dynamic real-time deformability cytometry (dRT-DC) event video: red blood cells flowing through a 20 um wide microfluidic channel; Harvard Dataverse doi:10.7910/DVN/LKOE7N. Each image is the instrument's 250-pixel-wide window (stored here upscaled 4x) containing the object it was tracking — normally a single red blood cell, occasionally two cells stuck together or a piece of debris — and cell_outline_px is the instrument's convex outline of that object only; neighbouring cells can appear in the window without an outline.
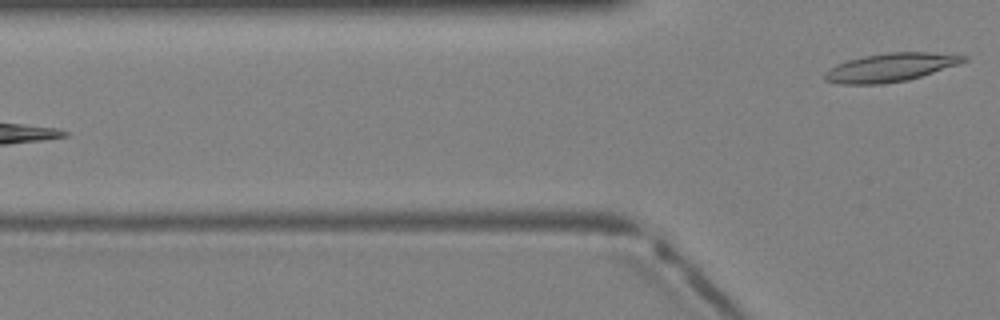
{"species": "Egyptian fruit bat (a non-hibernating species)", "species_latin": "Rousettus aegyptiacus", "temperature_condition": "warm", "stored_images_in_passage": 4, "camera_frame_rate_fps": 3000, "um_per_image_px": 0.085, "animal": {"sex": "female"}, "frame": {"image": 1, "passage_image": 4, "time_ms": 1.0, "image_size_px": [1000, 320], "cell_outline_px": [[968, 60], [960, 64], [908, 80], [880, 84], [840, 84], [824, 80], [824, 72], [828, 68], [836, 64], [848, 60], [864, 56], [888, 52], [928, 52], [968, 56]], "centroid_in_image_um": [75.68, 5.73], "position_along_channel_um": 50.1, "area_um2": 23.06}}